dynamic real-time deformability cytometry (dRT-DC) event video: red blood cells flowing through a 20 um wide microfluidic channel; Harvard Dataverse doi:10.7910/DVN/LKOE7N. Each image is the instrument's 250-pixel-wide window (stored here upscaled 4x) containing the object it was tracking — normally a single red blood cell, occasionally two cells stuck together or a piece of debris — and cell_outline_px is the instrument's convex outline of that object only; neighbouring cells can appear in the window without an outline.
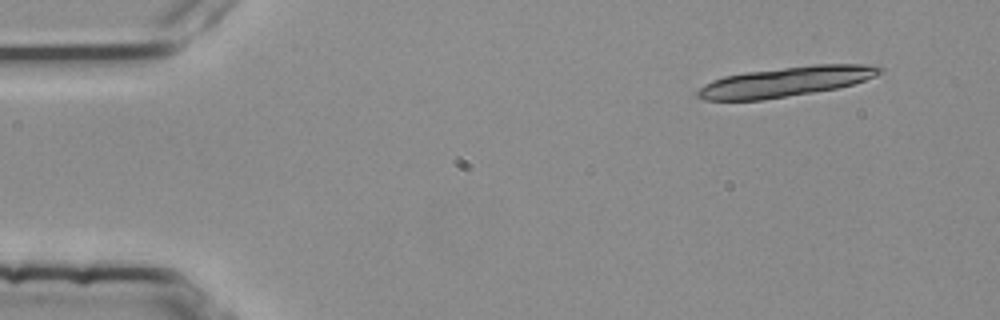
{"species": "common noctule bat (a hibernating species)", "species_latin": "Nyctalus noctula", "temperature_condition": "room temperature", "stored_images_in_passage": 4, "segment_of_instrument_passage": [1, 2], "camera_frame_rate_fps": 3000, "um_per_image_px": 0.085, "animal": {"sex": "female", "body_mass_g": 25.1}, "frame": {"image": 1, "passage_image": 1, "time_ms": 0.0, "image_size_px": [1000, 320], "cell_outline_px": [[884, 68], [876, 76], [852, 84], [836, 88], [764, 100], [704, 100], [696, 96], [696, 92], [704, 84], [712, 80], [724, 76], [748, 72], [812, 64], [864, 64]], "centroid_in_image_um": [66.76, 6.94], "position_along_channel_um": 18.2, "area_um2": 31.44}}